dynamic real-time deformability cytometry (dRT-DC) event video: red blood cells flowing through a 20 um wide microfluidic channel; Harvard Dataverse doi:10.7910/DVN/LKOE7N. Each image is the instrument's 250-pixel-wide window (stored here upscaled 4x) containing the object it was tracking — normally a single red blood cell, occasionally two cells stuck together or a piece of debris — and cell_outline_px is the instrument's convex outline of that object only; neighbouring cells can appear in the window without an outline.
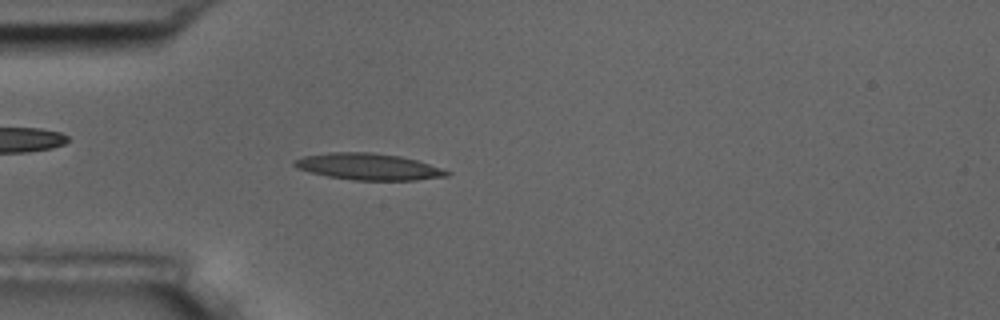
{"species": "common noctule bat (a hibernating species)", "species_latin": "Nyctalus noctula", "temperature_condition": "room temperature", "stored_images_in_passage": 55, "camera_frame_rate_fps": 3000, "um_per_image_px": 0.085, "animal": {"sex": "male", "body_mass_g": 17.5, "forearm_length_mm": 52.3}, "frame": {"image": 1, "passage_image": 15, "time_ms": 4.667, "image_size_px": [1000, 320], "cell_outline_px": [[452, 172], [448, 176], [416, 180], [352, 180], [328, 176], [308, 172], [296, 168], [292, 164], [292, 160], [304, 156], [332, 152], [372, 152], [400, 156], [416, 160]], "centroid_in_image_um": [31.27, 14.16], "position_along_channel_um": 53.7, "area_um2": 23.58}}
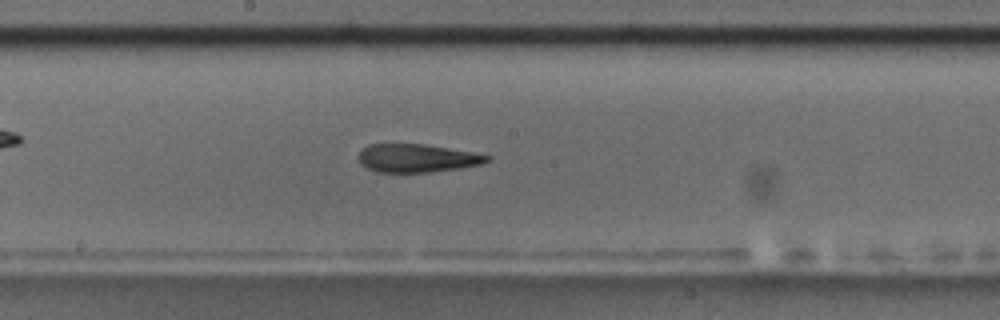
{"frame": {"image": 2, "passage_image": 29, "time_ms": 9.333, "image_size_px": [1000, 320], "cell_outline_px": [[492, 156], [488, 160], [480, 164], [460, 168], [428, 172], [376, 172], [360, 164], [356, 156], [368, 144], [424, 144], [472, 152]], "centroid_in_image_um": [35.39, 13.44], "position_along_channel_um": 212.8, "area_um2": 21.04}}
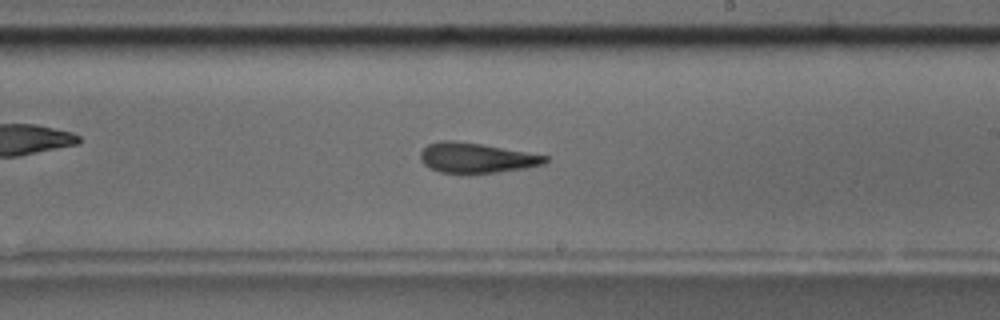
{"frame": {"image": 3, "passage_image": 32, "time_ms": 10.333, "image_size_px": [1000, 320], "cell_outline_px": [[548, 160], [544, 164], [524, 168], [468, 176], [440, 172], [428, 168], [420, 160], [420, 152], [428, 144], [440, 140], [456, 140], [480, 144], [548, 156]], "centroid_in_image_um": [40.42, 13.45], "position_along_channel_um": 248.6, "area_um2": 22.31}, "authors_computed_cell_mechanics": {"area_um2": 22.253, "velocity_mm_per_s": 3.5791, "shape_relaxation_time_tau1_ms": null, "shape_relaxation_time_tau2_ms": 4.6865, "deformation_change_tau1": null, "deformation_change_tau2": 0.1645}}